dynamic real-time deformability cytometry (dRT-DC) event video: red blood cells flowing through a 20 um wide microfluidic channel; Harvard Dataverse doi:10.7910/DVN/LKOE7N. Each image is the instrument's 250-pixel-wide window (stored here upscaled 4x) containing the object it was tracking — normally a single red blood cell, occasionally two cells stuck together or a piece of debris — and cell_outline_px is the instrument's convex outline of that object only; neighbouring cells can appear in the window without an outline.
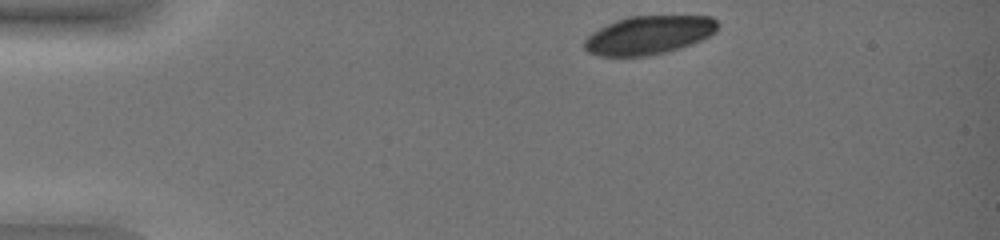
{"species": "common noctule bat (a hibernating species)", "species_latin": "Nyctalus noctula", "temperature_condition": "warm", "stored_images_in_passage": 15, "camera_frame_rate_fps": 3000, "um_per_image_px": 0.085, "animal": {"sex": "female", "body_mass_g": 19.0, "forearm_length_mm": 51.5}, "frame": {"image": 1, "passage_image": 1, "time_ms": 0.0, "image_size_px": [1000, 240], "cell_outline_px": [[720, 24], [716, 32], [692, 44], [668, 52], [648, 56], [600, 56], [588, 52], [584, 48], [584, 40], [592, 32], [616, 20], [628, 16], [712, 16]], "centroid_in_image_um": [55.16, 2.98], "position_along_channel_um": 29.8, "area_um2": 30.06}}
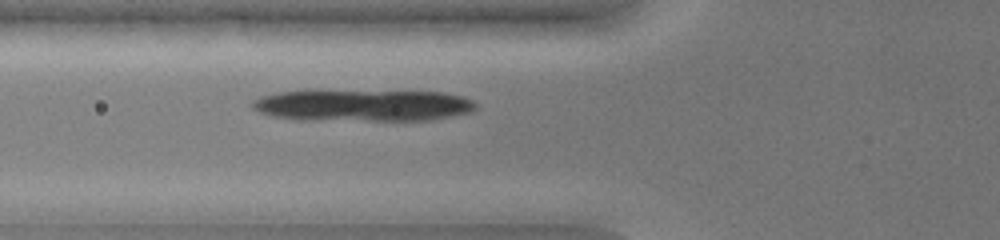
{"frame": {"image": 2, "passage_image": 8, "time_ms": 2.333, "image_size_px": [1000, 240], "cell_outline_px": [[476, 108], [472, 112], [432, 120], [296, 120], [272, 116], [260, 112], [252, 108], [252, 100], [260, 96], [280, 92], [440, 92], [464, 96], [472, 100], [476, 104]], "centroid_in_image_um": [30.87, 8.98], "position_along_channel_um": 94.9, "area_um2": 40.81}}
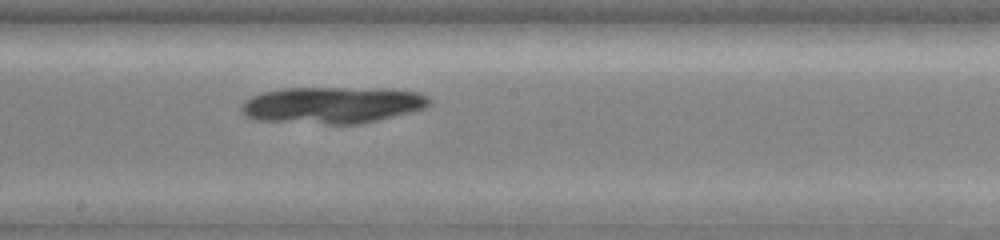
{"frame": {"image": 3, "passage_image": 15, "time_ms": 4.667, "image_size_px": [1000, 240], "cell_outline_px": [[432, 104], [428, 108], [364, 124], [328, 124], [252, 120], [244, 116], [240, 112], [240, 108], [244, 100], [252, 96], [264, 92], [284, 88], [388, 88], [416, 92], [428, 96], [432, 100]], "centroid_in_image_um": [28.28, 8.94], "position_along_channel_um": 219.9, "area_um2": 40.92}}